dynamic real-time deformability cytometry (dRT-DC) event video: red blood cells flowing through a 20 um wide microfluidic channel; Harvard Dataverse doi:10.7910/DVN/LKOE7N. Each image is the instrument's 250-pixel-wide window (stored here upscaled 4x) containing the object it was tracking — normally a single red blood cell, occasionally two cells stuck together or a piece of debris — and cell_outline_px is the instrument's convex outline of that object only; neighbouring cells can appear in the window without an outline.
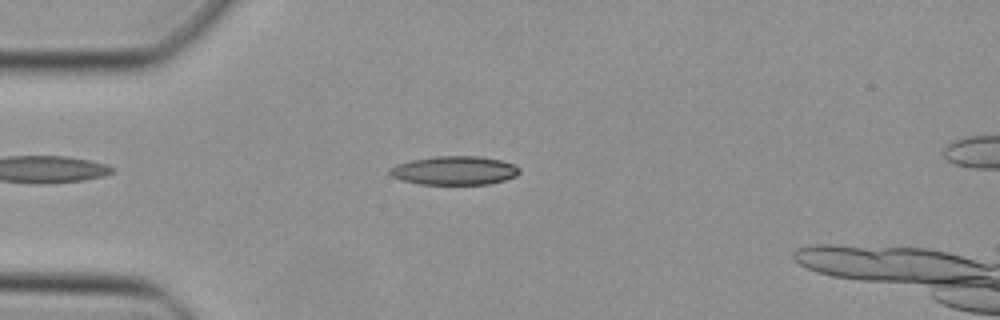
{"species": "Egyptian fruit bat (a non-hibernating species)", "species_latin": "Rousettus aegyptiacus", "temperature_condition": "cold", "stored_images_in_passage": 35, "camera_frame_rate_fps": 3000, "um_per_image_px": 0.085, "animal": {"sex": "female"}, "frame": {"image": 1, "passage_image": 3, "time_ms": 0.667, "image_size_px": [1000, 320], "cell_outline_px": [[520, 172], [516, 176], [504, 180], [488, 184], [420, 184], [404, 180], [392, 176], [388, 172], [388, 168], [396, 164], [412, 160], [436, 156], [480, 156], [500, 160], [512, 164], [520, 168]], "centroid_in_image_um": [38.62, 14.49], "position_along_channel_um": 46.4, "area_um2": 21.62}}
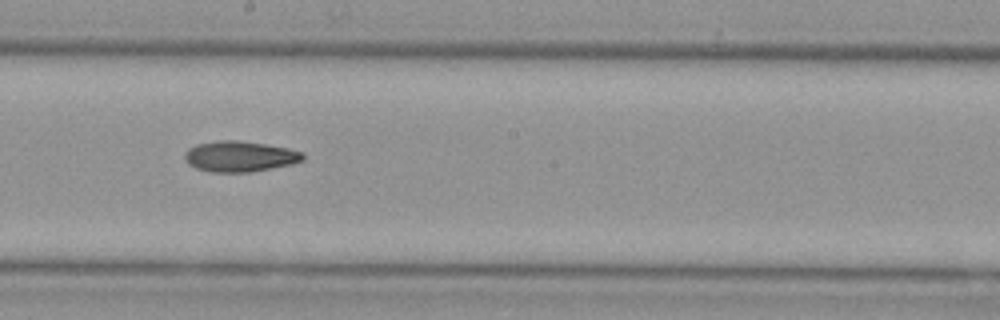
{"frame": {"image": 2, "passage_image": 17, "time_ms": 5.333, "image_size_px": [1000, 320], "cell_outline_px": [[304, 160], [292, 164], [252, 172], [212, 172], [196, 168], [188, 164], [184, 160], [184, 152], [188, 148], [196, 144], [216, 140], [236, 140], [264, 144], [288, 148], [304, 152]], "centroid_in_image_um": [20.36, 13.29], "position_along_channel_um": 227.8, "area_um2": 21.33}}
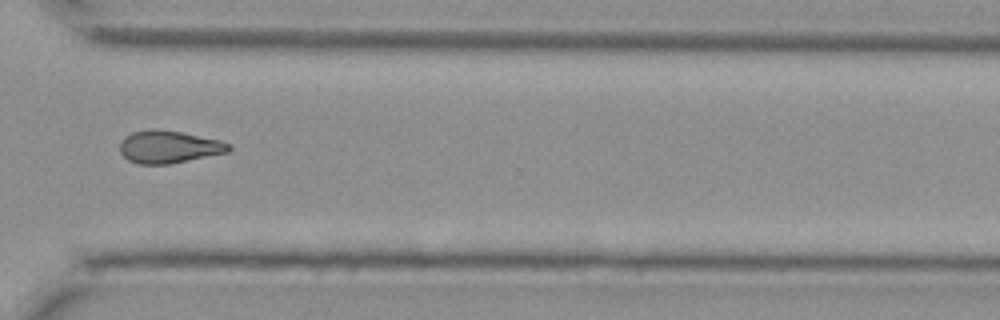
{"frame": {"image": 3, "passage_image": 26, "time_ms": 8.333, "image_size_px": [1000, 320], "cell_outline_px": [[232, 148], [228, 152], [168, 164], [136, 164], [128, 160], [120, 152], [120, 140], [124, 136], [132, 132], [156, 128], [180, 132], [220, 140], [232, 144]], "centroid_in_image_um": [14.33, 12.48], "position_along_channel_um": 356.3, "area_um2": 20.69}}